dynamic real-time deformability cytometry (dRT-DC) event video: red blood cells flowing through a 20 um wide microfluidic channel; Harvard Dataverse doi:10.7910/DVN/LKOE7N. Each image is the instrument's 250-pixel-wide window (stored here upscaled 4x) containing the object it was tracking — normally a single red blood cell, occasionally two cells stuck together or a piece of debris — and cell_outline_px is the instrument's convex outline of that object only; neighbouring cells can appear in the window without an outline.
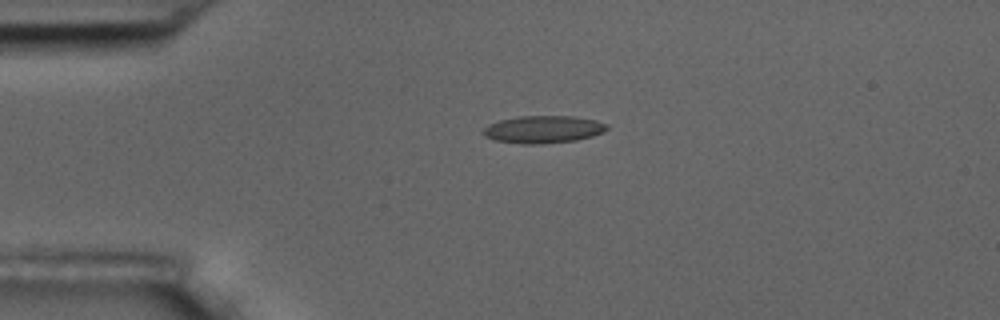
{"species": "common noctule bat (a hibernating species)", "species_latin": "Nyctalus noctula", "temperature_condition": "room temperature", "stored_images_in_passage": 2, "camera_frame_rate_fps": 3000, "um_per_image_px": 0.085, "animal": {"sex": "male", "body_mass_g": 17.5, "forearm_length_mm": 52.3}, "frame": {"image": 1, "passage_image": 1, "time_ms": 0.0, "image_size_px": [1000, 320], "cell_outline_px": [[608, 128], [604, 132], [592, 136], [576, 140], [536, 144], [520, 144], [496, 140], [484, 136], [480, 132], [488, 124], [500, 120], [520, 116], [576, 116], [596, 120], [608, 124]], "centroid_in_image_um": [46.17, 10.99], "position_along_channel_um": 38.8, "area_um2": 19.88}}